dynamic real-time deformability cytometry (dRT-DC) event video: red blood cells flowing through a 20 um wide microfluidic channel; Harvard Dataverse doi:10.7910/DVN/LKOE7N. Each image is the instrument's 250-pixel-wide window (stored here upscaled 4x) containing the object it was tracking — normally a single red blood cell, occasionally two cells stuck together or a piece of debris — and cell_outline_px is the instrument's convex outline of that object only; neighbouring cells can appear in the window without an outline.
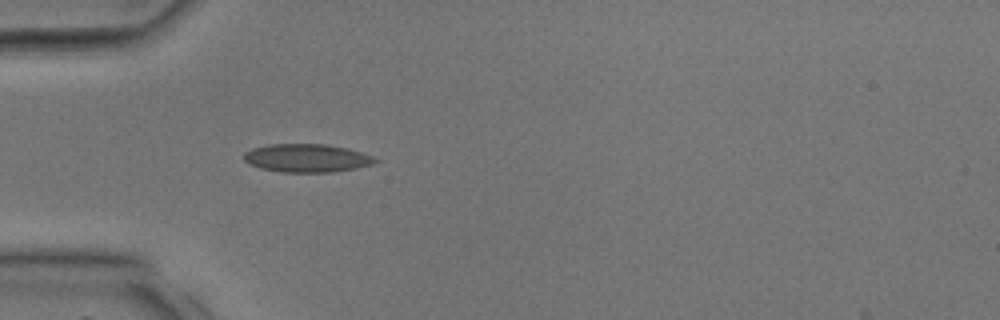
{"species": "common noctule bat (a hibernating species)", "species_latin": "Nyctalus noctula", "temperature_condition": "room temperature", "stored_images_in_passage": 27, "camera_frame_rate_fps": 3000, "um_per_image_px": 0.085, "animal": {"sex": "male", "body_mass_g": 17.9, "forearm_length_mm": 54.2}, "frame": {"image": 1, "passage_image": 1, "time_ms": 0.0, "image_size_px": [1000, 320], "cell_outline_px": [[380, 160], [372, 164], [356, 168], [332, 172], [280, 172], [260, 168], [248, 164], [244, 160], [244, 152], [252, 148], [268, 144], [324, 144], [348, 148], [372, 156]], "centroid_in_image_um": [26.05, 13.43], "position_along_channel_um": 58.9, "area_um2": 21.68}}
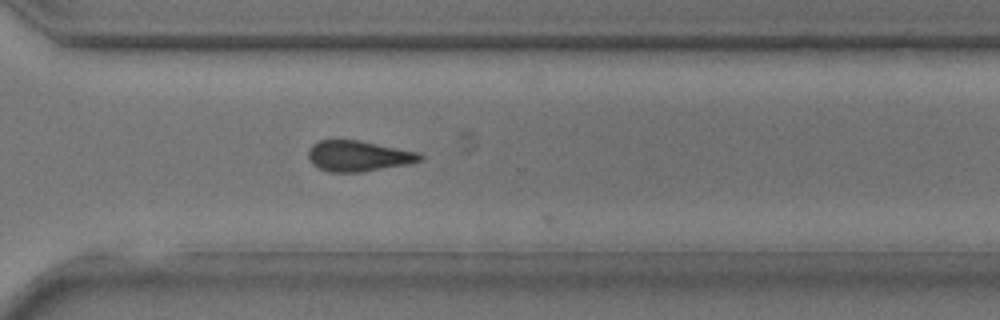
{"frame": {"image": 2, "passage_image": 17, "time_ms": 5.333, "image_size_px": [1000, 320], "cell_outline_px": [[424, 156], [420, 160], [408, 164], [360, 172], [328, 172], [312, 164], [308, 156], [308, 148], [312, 144], [320, 140], [360, 140], [420, 152]], "centroid_in_image_um": [30.46, 13.25], "position_along_channel_um": 340.1, "area_um2": 20.06}}
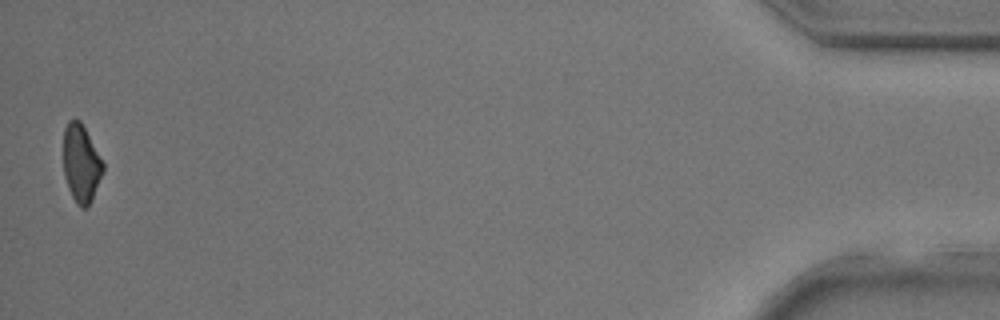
{"frame": {"image": 3, "passage_image": 27, "time_ms": 8.667, "image_size_px": [1000, 320], "cell_outline_px": [[104, 168], [92, 196], [88, 204], [84, 208], [80, 208], [76, 204], [68, 188], [64, 176], [64, 128], [68, 120], [80, 120], [104, 164]], "centroid_in_image_um": [6.87, 13.88], "position_along_channel_um": 428.3, "area_um2": 17.46}}